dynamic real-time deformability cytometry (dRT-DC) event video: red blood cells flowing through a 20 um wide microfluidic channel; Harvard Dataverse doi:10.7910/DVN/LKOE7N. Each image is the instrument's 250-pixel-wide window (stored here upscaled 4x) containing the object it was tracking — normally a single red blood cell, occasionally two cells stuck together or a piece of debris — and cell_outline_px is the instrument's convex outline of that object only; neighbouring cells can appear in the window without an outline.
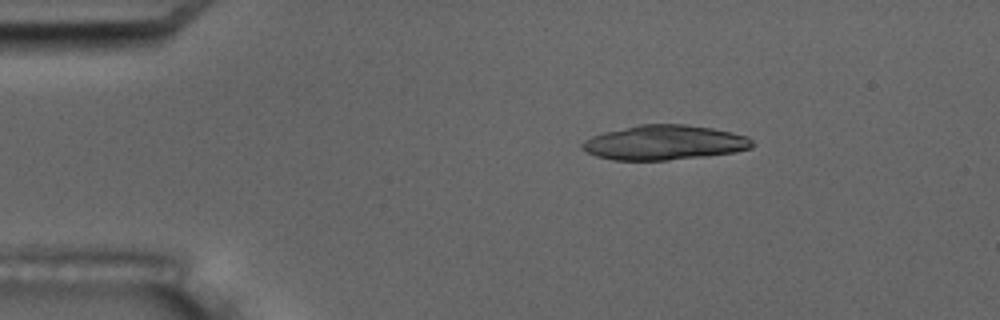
{"species": "common noctule bat (a hibernating species)", "species_latin": "Nyctalus noctula", "temperature_condition": "room temperature", "stored_images_in_passage": 4, "camera_frame_rate_fps": 3000, "um_per_image_px": 0.085, "animal": {"sex": "male", "body_mass_g": 17.5, "forearm_length_mm": 52.3}, "frame": {"image": 1, "passage_image": 3, "time_ms": 2.0, "image_size_px": [1000, 320], "cell_outline_px": [[756, 144], [752, 148], [736, 152], [704, 156], [668, 160], [612, 160], [596, 156], [580, 148], [580, 144], [584, 140], [592, 136], [604, 132], [640, 124], [684, 124], [712, 128], [732, 132], [748, 136]], "centroid_in_image_um": [56.49, 12.12], "position_along_channel_um": 28.5, "area_um2": 34.56}}